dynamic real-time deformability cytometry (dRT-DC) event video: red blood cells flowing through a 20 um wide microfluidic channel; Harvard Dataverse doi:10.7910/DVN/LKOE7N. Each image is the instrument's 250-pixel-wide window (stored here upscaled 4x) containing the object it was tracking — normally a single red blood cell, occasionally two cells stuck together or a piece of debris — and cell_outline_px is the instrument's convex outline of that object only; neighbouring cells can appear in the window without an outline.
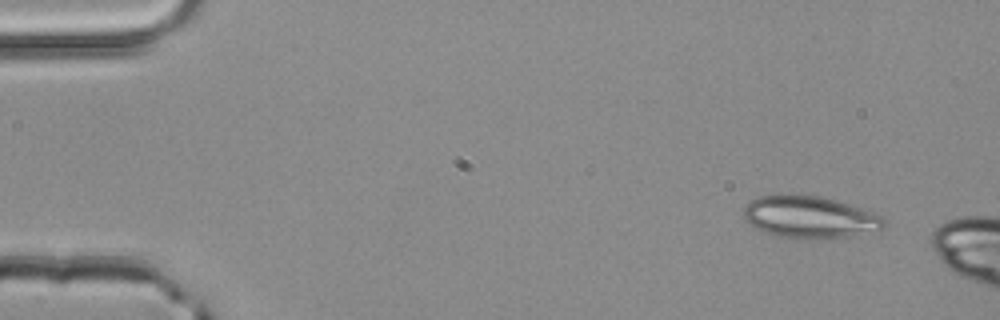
{"species": "common noctule bat (a hibernating species)", "species_latin": "Nyctalus noctula", "temperature_condition": "room temperature", "stored_images_in_passage": 3, "camera_frame_rate_fps": 3000, "um_per_image_px": 0.085, "animal": {"sex": "male", "body_mass_g": 20.4}, "frame": {"image": 1, "passage_image": 1, "time_ms": 0.0, "image_size_px": [1000, 320], "cell_outline_px": [[888, 224], [884, 228], [848, 236], [804, 240], [780, 236], [764, 232], [744, 220], [744, 208], [748, 200], [760, 196], [780, 192], [820, 196], [836, 200], [884, 216], [888, 220]], "centroid_in_image_um": [68.8, 18.42], "position_along_channel_um": 16.2, "area_um2": 35.03}}